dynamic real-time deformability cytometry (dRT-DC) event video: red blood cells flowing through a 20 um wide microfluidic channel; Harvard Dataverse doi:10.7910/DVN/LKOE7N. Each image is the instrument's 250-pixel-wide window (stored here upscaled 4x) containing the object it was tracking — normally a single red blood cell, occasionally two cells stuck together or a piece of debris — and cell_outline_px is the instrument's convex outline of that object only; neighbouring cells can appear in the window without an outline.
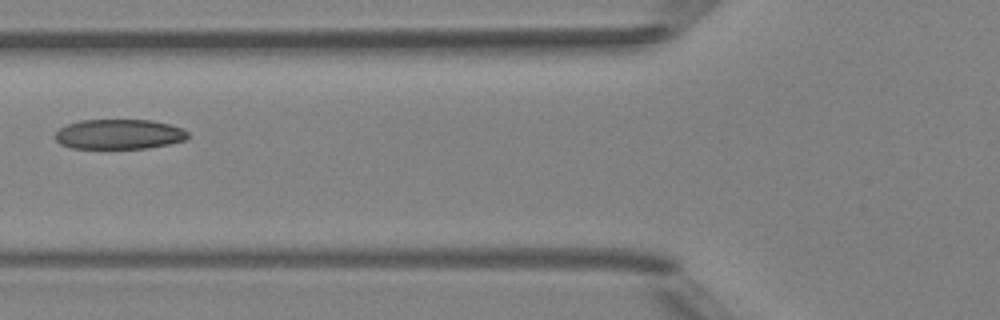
{"species": "Egyptian fruit bat (a non-hibernating species)", "species_latin": "Rousettus aegyptiacus", "temperature_condition": "room temperature", "stored_images_in_passage": 7, "camera_frame_rate_fps": 3000, "um_per_image_px": 0.085, "animal": {"sex": "female"}, "frame": {"image": 1, "passage_image": 6, "time_ms": 6.0, "image_size_px": [1000, 320], "cell_outline_px": [[188, 136], [184, 140], [168, 144], [148, 148], [72, 148], [60, 144], [52, 136], [60, 128], [68, 124], [80, 120], [152, 120], [184, 128], [188, 132]], "centroid_in_image_um": [10.1, 11.4], "position_along_channel_um": 115.7, "area_um2": 23.18}}
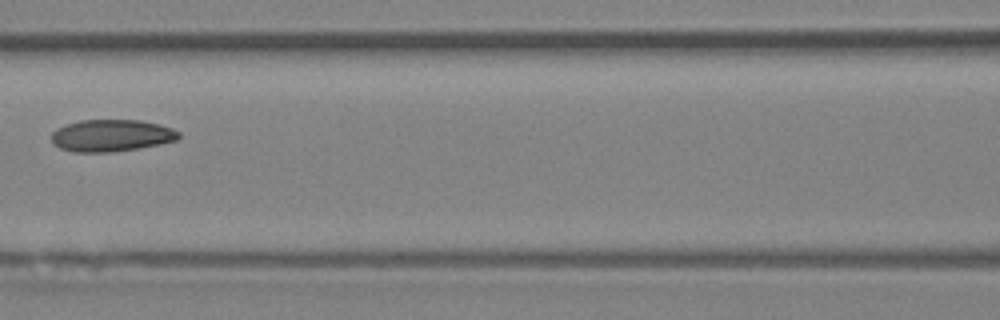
{"frame": {"image": 2, "passage_image": 7, "time_ms": 7.0, "image_size_px": [1000, 320], "cell_outline_px": [[180, 136], [176, 140], [160, 144], [140, 148], [112, 152], [72, 152], [60, 148], [52, 144], [52, 132], [56, 128], [64, 124], [80, 120], [140, 120], [172, 128], [180, 132]], "centroid_in_image_um": [9.43, 11.52], "position_along_channel_um": 157.2, "area_um2": 23.87}}